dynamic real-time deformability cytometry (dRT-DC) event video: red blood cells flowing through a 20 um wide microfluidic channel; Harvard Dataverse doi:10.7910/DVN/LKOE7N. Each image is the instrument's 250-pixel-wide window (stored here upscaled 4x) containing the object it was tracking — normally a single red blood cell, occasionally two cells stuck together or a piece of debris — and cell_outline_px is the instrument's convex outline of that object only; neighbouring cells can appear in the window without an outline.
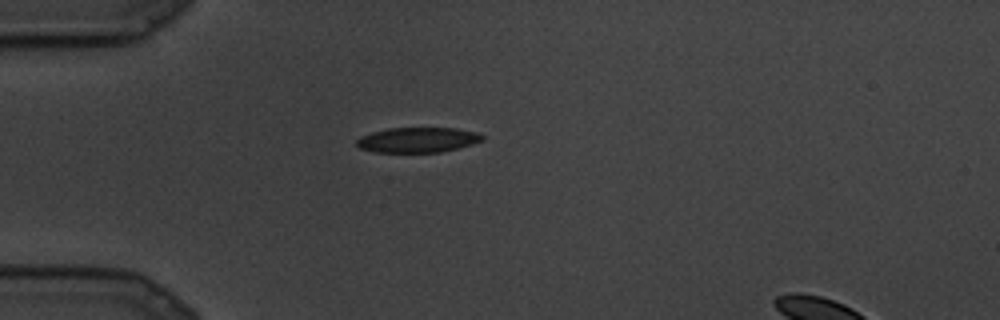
{"species": "common noctule bat (a hibernating species)", "species_latin": "Nyctalus noctula", "temperature_condition": "cold", "stored_images_in_passage": 3, "camera_frame_rate_fps": 3000, "um_per_image_px": 0.085, "animal": {"sex": "male", "body_mass_g": 19.5, "forearm_length_mm": 54.6}, "frame": {"image": 1, "passage_image": 1, "time_ms": 0.0, "image_size_px": [1000, 320], "cell_outline_px": [[484, 140], [472, 144], [440, 152], [372, 152], [360, 148], [356, 144], [356, 140], [360, 136], [372, 132], [388, 128], [456, 128], [476, 132], [484, 136]], "centroid_in_image_um": [35.48, 11.89], "position_along_channel_um": 49.5, "area_um2": 18.38}}
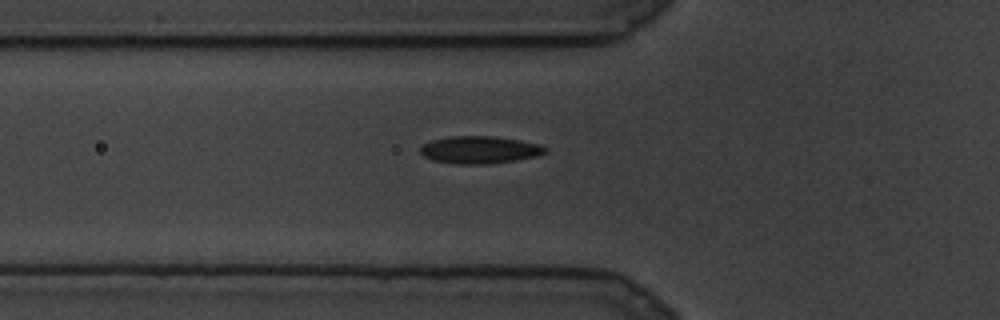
{"frame": {"image": 2, "passage_image": 3, "time_ms": 0.667, "image_size_px": [1000, 320], "cell_outline_px": [[548, 152], [536, 156], [516, 160], [488, 164], [456, 164], [432, 160], [424, 156], [420, 152], [420, 148], [424, 144], [432, 140], [452, 136], [492, 136], [520, 140], [540, 144], [548, 148]], "centroid_in_image_um": [40.8, 12.74], "position_along_channel_um": 85.0, "area_um2": 20.0}}